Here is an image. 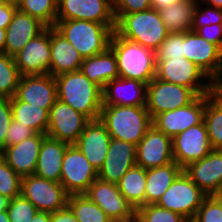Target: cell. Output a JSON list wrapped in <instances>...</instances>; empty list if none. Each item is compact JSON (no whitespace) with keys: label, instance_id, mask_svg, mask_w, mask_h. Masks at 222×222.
<instances>
[{"label":"cell","instance_id":"6da1fadb","mask_svg":"<svg viewBox=\"0 0 222 222\" xmlns=\"http://www.w3.org/2000/svg\"><path fill=\"white\" fill-rule=\"evenodd\" d=\"M58 100L68 104L89 120L100 118L103 105L102 88L90 81L80 70L55 77Z\"/></svg>","mask_w":222,"mask_h":222},{"label":"cell","instance_id":"7a4b0ae2","mask_svg":"<svg viewBox=\"0 0 222 222\" xmlns=\"http://www.w3.org/2000/svg\"><path fill=\"white\" fill-rule=\"evenodd\" d=\"M109 47L117 59L119 77L149 84L156 76L155 51L113 32Z\"/></svg>","mask_w":222,"mask_h":222},{"label":"cell","instance_id":"3957f363","mask_svg":"<svg viewBox=\"0 0 222 222\" xmlns=\"http://www.w3.org/2000/svg\"><path fill=\"white\" fill-rule=\"evenodd\" d=\"M111 138L137 145L153 126L146 106L102 105L99 118Z\"/></svg>","mask_w":222,"mask_h":222},{"label":"cell","instance_id":"277c9868","mask_svg":"<svg viewBox=\"0 0 222 222\" xmlns=\"http://www.w3.org/2000/svg\"><path fill=\"white\" fill-rule=\"evenodd\" d=\"M115 32L132 42L156 51L165 40L167 31L159 11L151 8L131 14H114Z\"/></svg>","mask_w":222,"mask_h":222},{"label":"cell","instance_id":"5b68a950","mask_svg":"<svg viewBox=\"0 0 222 222\" xmlns=\"http://www.w3.org/2000/svg\"><path fill=\"white\" fill-rule=\"evenodd\" d=\"M116 24L85 20H56L54 28L84 58L104 52L110 43Z\"/></svg>","mask_w":222,"mask_h":222},{"label":"cell","instance_id":"8992f818","mask_svg":"<svg viewBox=\"0 0 222 222\" xmlns=\"http://www.w3.org/2000/svg\"><path fill=\"white\" fill-rule=\"evenodd\" d=\"M155 78L191 88L198 96L210 94L211 79L196 64L187 58L156 60ZM209 81L203 83V79ZM202 80V82H201Z\"/></svg>","mask_w":222,"mask_h":222},{"label":"cell","instance_id":"52a82bcc","mask_svg":"<svg viewBox=\"0 0 222 222\" xmlns=\"http://www.w3.org/2000/svg\"><path fill=\"white\" fill-rule=\"evenodd\" d=\"M206 196L183 171L156 204L191 222Z\"/></svg>","mask_w":222,"mask_h":222},{"label":"cell","instance_id":"ba28073f","mask_svg":"<svg viewBox=\"0 0 222 222\" xmlns=\"http://www.w3.org/2000/svg\"><path fill=\"white\" fill-rule=\"evenodd\" d=\"M20 195L29 200L38 211L48 213L65 208L69 196L61 183L36 175L21 178Z\"/></svg>","mask_w":222,"mask_h":222},{"label":"cell","instance_id":"9c48e42d","mask_svg":"<svg viewBox=\"0 0 222 222\" xmlns=\"http://www.w3.org/2000/svg\"><path fill=\"white\" fill-rule=\"evenodd\" d=\"M198 95L188 87L154 78L146 88V108L152 119L166 111L189 105Z\"/></svg>","mask_w":222,"mask_h":222},{"label":"cell","instance_id":"30bf717a","mask_svg":"<svg viewBox=\"0 0 222 222\" xmlns=\"http://www.w3.org/2000/svg\"><path fill=\"white\" fill-rule=\"evenodd\" d=\"M97 178V170L83 153L74 144L69 145L63 157L60 181L66 193L85 194Z\"/></svg>","mask_w":222,"mask_h":222},{"label":"cell","instance_id":"8fae6325","mask_svg":"<svg viewBox=\"0 0 222 222\" xmlns=\"http://www.w3.org/2000/svg\"><path fill=\"white\" fill-rule=\"evenodd\" d=\"M212 150L204 120L172 138L173 159L182 168L201 160Z\"/></svg>","mask_w":222,"mask_h":222},{"label":"cell","instance_id":"7c38bea8","mask_svg":"<svg viewBox=\"0 0 222 222\" xmlns=\"http://www.w3.org/2000/svg\"><path fill=\"white\" fill-rule=\"evenodd\" d=\"M89 121L85 115L57 100L49 111L46 135L72 145L78 140Z\"/></svg>","mask_w":222,"mask_h":222},{"label":"cell","instance_id":"4fadbf2b","mask_svg":"<svg viewBox=\"0 0 222 222\" xmlns=\"http://www.w3.org/2000/svg\"><path fill=\"white\" fill-rule=\"evenodd\" d=\"M205 106L206 95H200L189 105L156 115L152 119V124L157 130L173 138L186 129L200 124L204 120Z\"/></svg>","mask_w":222,"mask_h":222},{"label":"cell","instance_id":"5bb4252c","mask_svg":"<svg viewBox=\"0 0 222 222\" xmlns=\"http://www.w3.org/2000/svg\"><path fill=\"white\" fill-rule=\"evenodd\" d=\"M50 27L31 39L15 56V64L21 74H50Z\"/></svg>","mask_w":222,"mask_h":222},{"label":"cell","instance_id":"9a60e30c","mask_svg":"<svg viewBox=\"0 0 222 222\" xmlns=\"http://www.w3.org/2000/svg\"><path fill=\"white\" fill-rule=\"evenodd\" d=\"M56 20L116 24L111 0H57Z\"/></svg>","mask_w":222,"mask_h":222},{"label":"cell","instance_id":"2e32d148","mask_svg":"<svg viewBox=\"0 0 222 222\" xmlns=\"http://www.w3.org/2000/svg\"><path fill=\"white\" fill-rule=\"evenodd\" d=\"M173 161L172 138L152 126L136 145V165L150 169Z\"/></svg>","mask_w":222,"mask_h":222},{"label":"cell","instance_id":"e0dca14e","mask_svg":"<svg viewBox=\"0 0 222 222\" xmlns=\"http://www.w3.org/2000/svg\"><path fill=\"white\" fill-rule=\"evenodd\" d=\"M14 97L50 111L58 100L55 77L50 74L21 76Z\"/></svg>","mask_w":222,"mask_h":222},{"label":"cell","instance_id":"ac0fdd59","mask_svg":"<svg viewBox=\"0 0 222 222\" xmlns=\"http://www.w3.org/2000/svg\"><path fill=\"white\" fill-rule=\"evenodd\" d=\"M185 174L207 195H219L222 188V150H212L201 160L183 168Z\"/></svg>","mask_w":222,"mask_h":222},{"label":"cell","instance_id":"d6986e66","mask_svg":"<svg viewBox=\"0 0 222 222\" xmlns=\"http://www.w3.org/2000/svg\"><path fill=\"white\" fill-rule=\"evenodd\" d=\"M110 142L111 136L105 124L100 119H96L86 124L74 145L98 172L104 164Z\"/></svg>","mask_w":222,"mask_h":222},{"label":"cell","instance_id":"ffe728a7","mask_svg":"<svg viewBox=\"0 0 222 222\" xmlns=\"http://www.w3.org/2000/svg\"><path fill=\"white\" fill-rule=\"evenodd\" d=\"M185 58L212 79L222 70V50L192 30L185 32Z\"/></svg>","mask_w":222,"mask_h":222},{"label":"cell","instance_id":"44dd1931","mask_svg":"<svg viewBox=\"0 0 222 222\" xmlns=\"http://www.w3.org/2000/svg\"><path fill=\"white\" fill-rule=\"evenodd\" d=\"M85 195L97 204L110 219L124 218L136 211L120 193L116 183L97 178L89 186Z\"/></svg>","mask_w":222,"mask_h":222},{"label":"cell","instance_id":"7402d4cb","mask_svg":"<svg viewBox=\"0 0 222 222\" xmlns=\"http://www.w3.org/2000/svg\"><path fill=\"white\" fill-rule=\"evenodd\" d=\"M136 165V145L111 138L104 164L98 171V178L118 183L121 177Z\"/></svg>","mask_w":222,"mask_h":222},{"label":"cell","instance_id":"603a6c76","mask_svg":"<svg viewBox=\"0 0 222 222\" xmlns=\"http://www.w3.org/2000/svg\"><path fill=\"white\" fill-rule=\"evenodd\" d=\"M46 134L36 133L23 142L7 146L0 156L22 178L34 175L39 150Z\"/></svg>","mask_w":222,"mask_h":222},{"label":"cell","instance_id":"cb8c5ba5","mask_svg":"<svg viewBox=\"0 0 222 222\" xmlns=\"http://www.w3.org/2000/svg\"><path fill=\"white\" fill-rule=\"evenodd\" d=\"M47 26L35 17L16 9L6 28L4 53L14 57L33 38L42 33Z\"/></svg>","mask_w":222,"mask_h":222},{"label":"cell","instance_id":"d4e9b609","mask_svg":"<svg viewBox=\"0 0 222 222\" xmlns=\"http://www.w3.org/2000/svg\"><path fill=\"white\" fill-rule=\"evenodd\" d=\"M146 88L137 80L113 79L102 89L103 105L146 106Z\"/></svg>","mask_w":222,"mask_h":222},{"label":"cell","instance_id":"484cf974","mask_svg":"<svg viewBox=\"0 0 222 222\" xmlns=\"http://www.w3.org/2000/svg\"><path fill=\"white\" fill-rule=\"evenodd\" d=\"M50 75L53 77L80 70L83 57L54 27H50Z\"/></svg>","mask_w":222,"mask_h":222},{"label":"cell","instance_id":"4316f807","mask_svg":"<svg viewBox=\"0 0 222 222\" xmlns=\"http://www.w3.org/2000/svg\"><path fill=\"white\" fill-rule=\"evenodd\" d=\"M70 144L46 136L41 144L34 175L60 183L64 154Z\"/></svg>","mask_w":222,"mask_h":222},{"label":"cell","instance_id":"83f0119b","mask_svg":"<svg viewBox=\"0 0 222 222\" xmlns=\"http://www.w3.org/2000/svg\"><path fill=\"white\" fill-rule=\"evenodd\" d=\"M80 71L102 89L111 80L119 78L117 59L110 47L95 56L84 58Z\"/></svg>","mask_w":222,"mask_h":222},{"label":"cell","instance_id":"f1b7e54d","mask_svg":"<svg viewBox=\"0 0 222 222\" xmlns=\"http://www.w3.org/2000/svg\"><path fill=\"white\" fill-rule=\"evenodd\" d=\"M182 172L183 168L175 161L164 166L146 169L145 205L156 204Z\"/></svg>","mask_w":222,"mask_h":222},{"label":"cell","instance_id":"f546056e","mask_svg":"<svg viewBox=\"0 0 222 222\" xmlns=\"http://www.w3.org/2000/svg\"><path fill=\"white\" fill-rule=\"evenodd\" d=\"M199 0H181L159 9L160 17L169 33L191 30Z\"/></svg>","mask_w":222,"mask_h":222},{"label":"cell","instance_id":"4dcf8cb0","mask_svg":"<svg viewBox=\"0 0 222 222\" xmlns=\"http://www.w3.org/2000/svg\"><path fill=\"white\" fill-rule=\"evenodd\" d=\"M117 185L120 193L135 210L145 205L146 169L133 166L121 177Z\"/></svg>","mask_w":222,"mask_h":222},{"label":"cell","instance_id":"1f68e13d","mask_svg":"<svg viewBox=\"0 0 222 222\" xmlns=\"http://www.w3.org/2000/svg\"><path fill=\"white\" fill-rule=\"evenodd\" d=\"M11 99L12 118L32 128L36 133L46 134L49 122V111L30 103Z\"/></svg>","mask_w":222,"mask_h":222},{"label":"cell","instance_id":"d6a6232c","mask_svg":"<svg viewBox=\"0 0 222 222\" xmlns=\"http://www.w3.org/2000/svg\"><path fill=\"white\" fill-rule=\"evenodd\" d=\"M204 122L213 150H222V104L206 94Z\"/></svg>","mask_w":222,"mask_h":222},{"label":"cell","instance_id":"836d02e7","mask_svg":"<svg viewBox=\"0 0 222 222\" xmlns=\"http://www.w3.org/2000/svg\"><path fill=\"white\" fill-rule=\"evenodd\" d=\"M67 206L78 222H108L106 213L85 194L69 195Z\"/></svg>","mask_w":222,"mask_h":222},{"label":"cell","instance_id":"e575fe53","mask_svg":"<svg viewBox=\"0 0 222 222\" xmlns=\"http://www.w3.org/2000/svg\"><path fill=\"white\" fill-rule=\"evenodd\" d=\"M17 9L37 18L47 27H54L57 16V0H15Z\"/></svg>","mask_w":222,"mask_h":222},{"label":"cell","instance_id":"d590c367","mask_svg":"<svg viewBox=\"0 0 222 222\" xmlns=\"http://www.w3.org/2000/svg\"><path fill=\"white\" fill-rule=\"evenodd\" d=\"M21 74L14 57L0 54V98H12L16 93Z\"/></svg>","mask_w":222,"mask_h":222},{"label":"cell","instance_id":"8d00e7d4","mask_svg":"<svg viewBox=\"0 0 222 222\" xmlns=\"http://www.w3.org/2000/svg\"><path fill=\"white\" fill-rule=\"evenodd\" d=\"M185 32L169 33L155 51L156 60L185 57Z\"/></svg>","mask_w":222,"mask_h":222},{"label":"cell","instance_id":"74e56055","mask_svg":"<svg viewBox=\"0 0 222 222\" xmlns=\"http://www.w3.org/2000/svg\"><path fill=\"white\" fill-rule=\"evenodd\" d=\"M141 222H188L182 215L164 209L157 204H148L136 209Z\"/></svg>","mask_w":222,"mask_h":222},{"label":"cell","instance_id":"f35d334b","mask_svg":"<svg viewBox=\"0 0 222 222\" xmlns=\"http://www.w3.org/2000/svg\"><path fill=\"white\" fill-rule=\"evenodd\" d=\"M21 177L0 156V194L11 200L20 196Z\"/></svg>","mask_w":222,"mask_h":222},{"label":"cell","instance_id":"ab89813d","mask_svg":"<svg viewBox=\"0 0 222 222\" xmlns=\"http://www.w3.org/2000/svg\"><path fill=\"white\" fill-rule=\"evenodd\" d=\"M7 214L10 222H31L37 208L21 195L8 202Z\"/></svg>","mask_w":222,"mask_h":222},{"label":"cell","instance_id":"60d3db41","mask_svg":"<svg viewBox=\"0 0 222 222\" xmlns=\"http://www.w3.org/2000/svg\"><path fill=\"white\" fill-rule=\"evenodd\" d=\"M191 222H222V199L218 195L206 196Z\"/></svg>","mask_w":222,"mask_h":222},{"label":"cell","instance_id":"b9f144b4","mask_svg":"<svg viewBox=\"0 0 222 222\" xmlns=\"http://www.w3.org/2000/svg\"><path fill=\"white\" fill-rule=\"evenodd\" d=\"M205 9L200 8V3L198 1L197 7L194 12L193 24L191 30L196 32L199 28L212 25V24H222V9L208 6Z\"/></svg>","mask_w":222,"mask_h":222},{"label":"cell","instance_id":"7bdbcfd3","mask_svg":"<svg viewBox=\"0 0 222 222\" xmlns=\"http://www.w3.org/2000/svg\"><path fill=\"white\" fill-rule=\"evenodd\" d=\"M35 134L36 132L32 128L25 126L12 118L6 133V147L23 142Z\"/></svg>","mask_w":222,"mask_h":222},{"label":"cell","instance_id":"ee69618b","mask_svg":"<svg viewBox=\"0 0 222 222\" xmlns=\"http://www.w3.org/2000/svg\"><path fill=\"white\" fill-rule=\"evenodd\" d=\"M114 14H131L151 9L150 0H111Z\"/></svg>","mask_w":222,"mask_h":222},{"label":"cell","instance_id":"f6af8a7d","mask_svg":"<svg viewBox=\"0 0 222 222\" xmlns=\"http://www.w3.org/2000/svg\"><path fill=\"white\" fill-rule=\"evenodd\" d=\"M12 120L10 98H0V154L6 148V133Z\"/></svg>","mask_w":222,"mask_h":222},{"label":"cell","instance_id":"bcb514c9","mask_svg":"<svg viewBox=\"0 0 222 222\" xmlns=\"http://www.w3.org/2000/svg\"><path fill=\"white\" fill-rule=\"evenodd\" d=\"M202 38L217 45L222 50V24L206 25L197 31Z\"/></svg>","mask_w":222,"mask_h":222},{"label":"cell","instance_id":"7dc6e473","mask_svg":"<svg viewBox=\"0 0 222 222\" xmlns=\"http://www.w3.org/2000/svg\"><path fill=\"white\" fill-rule=\"evenodd\" d=\"M16 9L17 5L14 0H9L0 8V29H6L8 27Z\"/></svg>","mask_w":222,"mask_h":222},{"label":"cell","instance_id":"c3c4849f","mask_svg":"<svg viewBox=\"0 0 222 222\" xmlns=\"http://www.w3.org/2000/svg\"><path fill=\"white\" fill-rule=\"evenodd\" d=\"M51 222H78L68 206L51 213Z\"/></svg>","mask_w":222,"mask_h":222},{"label":"cell","instance_id":"681fc988","mask_svg":"<svg viewBox=\"0 0 222 222\" xmlns=\"http://www.w3.org/2000/svg\"><path fill=\"white\" fill-rule=\"evenodd\" d=\"M211 96L222 104V70L211 79Z\"/></svg>","mask_w":222,"mask_h":222},{"label":"cell","instance_id":"f907efd6","mask_svg":"<svg viewBox=\"0 0 222 222\" xmlns=\"http://www.w3.org/2000/svg\"><path fill=\"white\" fill-rule=\"evenodd\" d=\"M152 8L159 10L163 7L171 5L173 3H177L181 0H150Z\"/></svg>","mask_w":222,"mask_h":222},{"label":"cell","instance_id":"816d5d0a","mask_svg":"<svg viewBox=\"0 0 222 222\" xmlns=\"http://www.w3.org/2000/svg\"><path fill=\"white\" fill-rule=\"evenodd\" d=\"M31 222H51V213L37 211Z\"/></svg>","mask_w":222,"mask_h":222},{"label":"cell","instance_id":"f5cc1de1","mask_svg":"<svg viewBox=\"0 0 222 222\" xmlns=\"http://www.w3.org/2000/svg\"><path fill=\"white\" fill-rule=\"evenodd\" d=\"M108 222H141L139 219L138 214L136 213V211L124 218H115V219H110Z\"/></svg>","mask_w":222,"mask_h":222},{"label":"cell","instance_id":"db71d44e","mask_svg":"<svg viewBox=\"0 0 222 222\" xmlns=\"http://www.w3.org/2000/svg\"><path fill=\"white\" fill-rule=\"evenodd\" d=\"M199 2L203 4H206L208 6L216 7L219 9H222V0H199Z\"/></svg>","mask_w":222,"mask_h":222},{"label":"cell","instance_id":"11a10c76","mask_svg":"<svg viewBox=\"0 0 222 222\" xmlns=\"http://www.w3.org/2000/svg\"><path fill=\"white\" fill-rule=\"evenodd\" d=\"M6 42V29H0V54L4 53Z\"/></svg>","mask_w":222,"mask_h":222},{"label":"cell","instance_id":"9f6ffc18","mask_svg":"<svg viewBox=\"0 0 222 222\" xmlns=\"http://www.w3.org/2000/svg\"><path fill=\"white\" fill-rule=\"evenodd\" d=\"M9 199L0 194V212L5 211L8 206Z\"/></svg>","mask_w":222,"mask_h":222},{"label":"cell","instance_id":"6f0895ef","mask_svg":"<svg viewBox=\"0 0 222 222\" xmlns=\"http://www.w3.org/2000/svg\"><path fill=\"white\" fill-rule=\"evenodd\" d=\"M0 222H10L7 211L0 212Z\"/></svg>","mask_w":222,"mask_h":222},{"label":"cell","instance_id":"680465c9","mask_svg":"<svg viewBox=\"0 0 222 222\" xmlns=\"http://www.w3.org/2000/svg\"><path fill=\"white\" fill-rule=\"evenodd\" d=\"M9 0H0V8L3 7Z\"/></svg>","mask_w":222,"mask_h":222},{"label":"cell","instance_id":"91938a15","mask_svg":"<svg viewBox=\"0 0 222 222\" xmlns=\"http://www.w3.org/2000/svg\"><path fill=\"white\" fill-rule=\"evenodd\" d=\"M218 196H222V188H221V191H220V193H219V195Z\"/></svg>","mask_w":222,"mask_h":222}]
</instances>
